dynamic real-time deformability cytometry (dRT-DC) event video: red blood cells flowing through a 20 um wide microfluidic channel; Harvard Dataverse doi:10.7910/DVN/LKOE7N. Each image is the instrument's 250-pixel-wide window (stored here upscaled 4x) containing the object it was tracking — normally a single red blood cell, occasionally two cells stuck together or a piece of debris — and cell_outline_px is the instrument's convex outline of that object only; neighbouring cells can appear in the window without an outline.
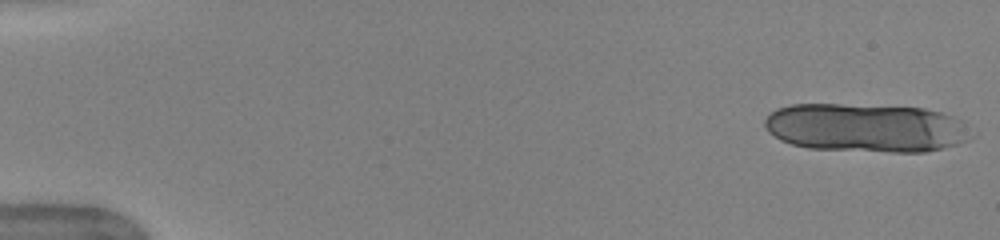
{"species": "human", "species_latin": "Homo sapiens", "temperature_condition": "warm", "stored_images_in_passage": 15, "camera_frame_rate_fps": 3000, "um_per_image_px": 0.085, "donor": {"sex": "female"}, "frame": {"image": 1, "passage_image": 1, "time_ms": 0.0, "image_size_px": [1000, 240], "cell_outline_px": [[976, 136], [968, 140], [944, 148], [924, 152], [892, 152], [808, 148], [792, 144], [780, 140], [768, 132], [764, 124], [764, 120], [776, 108], [792, 104], [840, 104], [924, 108], [940, 112], [952, 116]], "centroid_in_image_um": [73.58, 10.87], "position_along_channel_um": 11.4, "area_um2": 58.49}}